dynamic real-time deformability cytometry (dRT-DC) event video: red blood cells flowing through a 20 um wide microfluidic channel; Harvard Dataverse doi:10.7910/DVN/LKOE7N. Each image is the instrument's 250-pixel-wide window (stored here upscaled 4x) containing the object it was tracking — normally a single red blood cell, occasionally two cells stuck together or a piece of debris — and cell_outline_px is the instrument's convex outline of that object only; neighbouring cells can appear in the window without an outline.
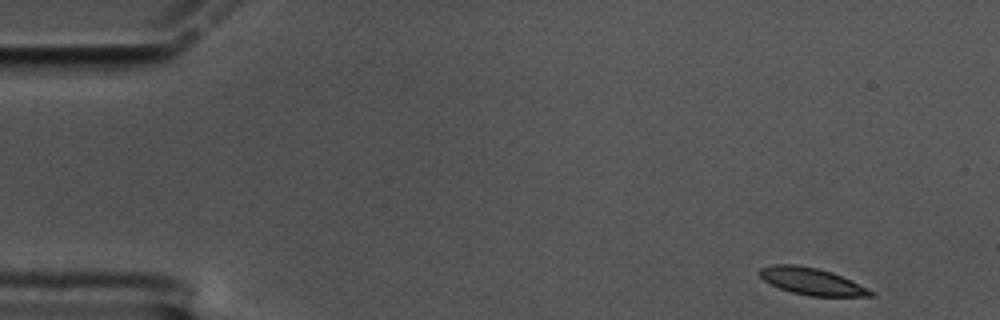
{"species": "common noctule bat (a hibernating species)", "species_latin": "Nyctalus noctula", "temperature_condition": "cold", "stored_images_in_passage": 58, "camera_frame_rate_fps": 3000, "um_per_image_px": 0.085, "animal": {"sex": "male", "body_mass_g": 17.5, "forearm_length_mm": 52.3}, "frame": {"image": 1, "passage_image": 1, "time_ms": 0.0, "image_size_px": [1000, 320], "cell_outline_px": [[876, 292], [872, 296], [808, 296], [792, 292], [780, 288], [764, 280], [756, 272], [760, 268], [776, 264], [796, 264], [816, 268], [832, 272], [868, 288]], "centroid_in_image_um": [68.98, 23.91], "position_along_channel_um": 16.0, "area_um2": 17.34}}
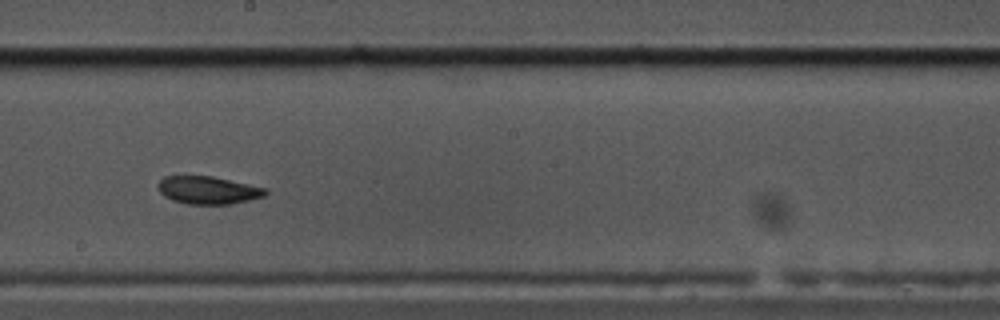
{"frame": {"image": 2, "passage_image": 30, "time_ms": 9.667, "image_size_px": [1000, 320], "cell_outline_px": [[268, 192], [264, 196], [248, 200], [228, 204], [188, 204], [172, 200], [164, 196], [160, 192], [160, 180], [164, 176], [212, 176], [268, 188]], "centroid_in_image_um": [17.72, 16.16], "position_along_channel_um": 230.5, "area_um2": 17.22}}
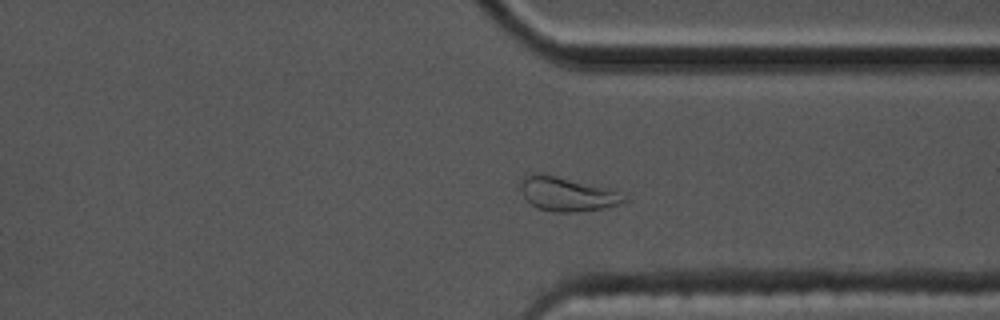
{"frame": {"image": 3, "passage_image": 42, "time_ms": 13.667, "image_size_px": [1000, 320], "cell_outline_px": [[624, 200], [616, 204], [604, 208], [576, 212], [552, 212], [536, 208], [524, 196], [520, 188], [520, 180], [528, 172], [544, 172], [616, 188], [624, 196]], "centroid_in_image_um": [48.18, 16.44], "position_along_channel_um": 363.2, "area_um2": 21.33}, "authors_computed_cell_mechanics": {"area_um2": 18.1203, "velocity_mm_per_s": 3.3102, "shape_relaxation_time_tau1_ms": 5.5971, "shape_relaxation_time_tau2_ms": 2.6846, "deformation_change_tau1": 0.146, "deformation_change_tau2": 0.0578}}